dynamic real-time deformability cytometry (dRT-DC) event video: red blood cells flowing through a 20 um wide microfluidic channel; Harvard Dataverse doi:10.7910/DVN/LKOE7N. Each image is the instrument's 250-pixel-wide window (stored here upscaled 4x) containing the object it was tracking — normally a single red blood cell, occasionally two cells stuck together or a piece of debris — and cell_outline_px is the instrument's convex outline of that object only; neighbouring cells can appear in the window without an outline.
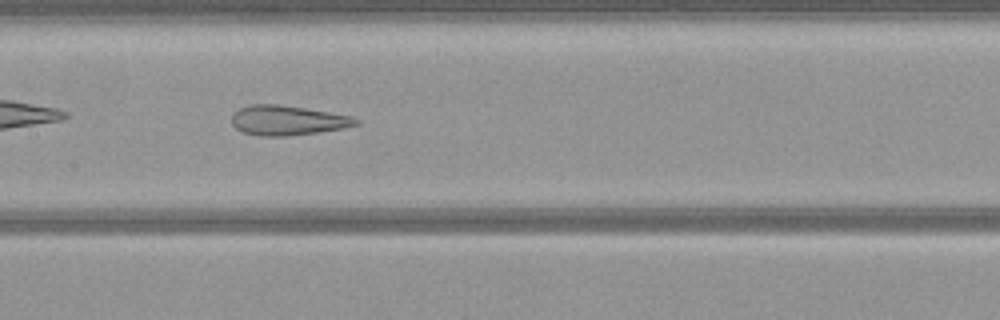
{"species": "common noctule bat (a hibernating species)", "species_latin": "Nyctalus noctula", "temperature_condition": "warm", "stored_images_in_passage": 48, "camera_frame_rate_fps": 3000, "um_per_image_px": 0.085, "animal": {"sex": "female", "body_mass_g": 21.9}, "frame": {"image": 1, "passage_image": 21, "time_ms": 6.667, "image_size_px": [1000, 320], "cell_outline_px": [[360, 124], [344, 128], [320, 132], [288, 136], [260, 136], [244, 132], [236, 128], [232, 124], [232, 112], [248, 104], [276, 104], [304, 108], [352, 116], [360, 120]], "centroid_in_image_um": [24.44, 10.23], "position_along_channel_um": 183.0, "area_um2": 21.62}}
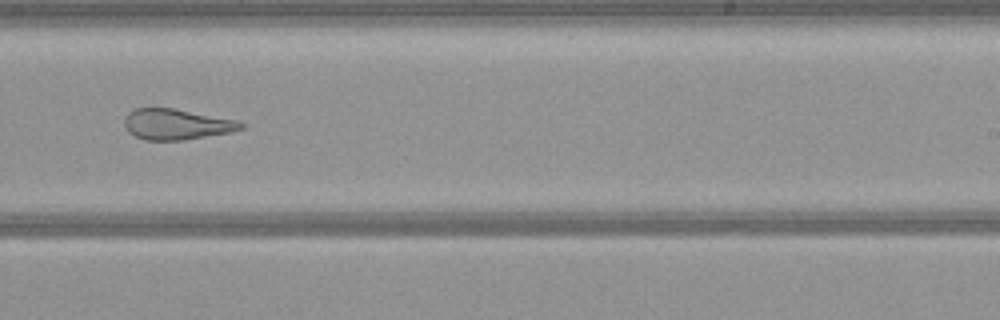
{"frame": {"image": 2, "passage_image": 28, "time_ms": 9.0, "image_size_px": [1000, 320], "cell_outline_px": [[248, 124], [244, 128], [232, 132], [184, 140], [144, 140], [128, 132], [124, 124], [124, 116], [128, 112], [136, 108], [172, 108], [236, 120]], "centroid_in_image_um": [15.01, 10.57], "position_along_channel_um": 274.0, "area_um2": 20.92}}